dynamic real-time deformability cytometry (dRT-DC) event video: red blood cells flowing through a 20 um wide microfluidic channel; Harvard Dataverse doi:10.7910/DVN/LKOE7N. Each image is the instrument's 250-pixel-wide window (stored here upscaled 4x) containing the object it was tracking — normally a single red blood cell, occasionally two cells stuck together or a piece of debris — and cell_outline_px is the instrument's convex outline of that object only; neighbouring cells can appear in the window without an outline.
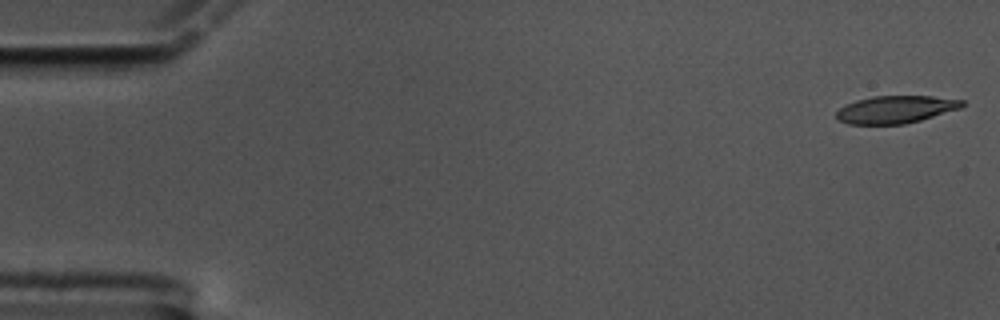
{"species": "common noctule bat (a hibernating species)", "species_latin": "Nyctalus noctula", "temperature_condition": "cold", "stored_images_in_passage": 59, "camera_frame_rate_fps": 3000, "um_per_image_px": 0.085, "animal": {"sex": "male", "body_mass_g": 17.5, "forearm_length_mm": 52.3}, "frame": {"image": 1, "passage_image": 1, "time_ms": 0.0, "image_size_px": [1000, 320], "cell_outline_px": [[964, 104], [960, 108], [920, 120], [904, 124], [848, 124], [836, 120], [836, 112], [840, 108], [856, 100], [872, 96], [932, 96], [964, 100]], "centroid_in_image_um": [76.1, 9.3], "position_along_channel_um": 8.9, "area_um2": 20.06}}
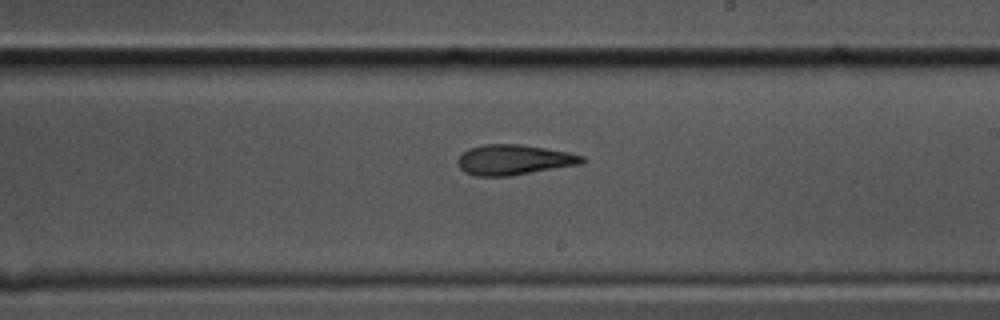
{"frame": {"image": 2, "passage_image": 34, "time_ms": 11.0, "image_size_px": [1000, 320], "cell_outline_px": [[588, 160], [584, 164], [508, 176], [476, 176], [464, 172], [456, 164], [456, 160], [468, 148], [484, 144], [520, 144], [568, 152], [584, 156]], "centroid_in_image_um": [43.7, 13.58], "position_along_channel_um": 245.3, "area_um2": 22.14}}
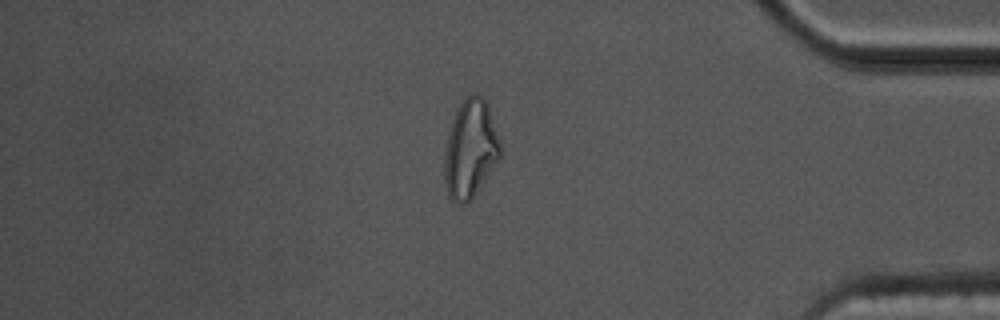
{"frame": {"image": 3, "passage_image": 50, "time_ms": 16.333, "image_size_px": [1000, 320], "cell_outline_px": [[500, 156], [472, 196], [464, 204], [460, 204], [452, 200], [448, 196], [444, 180], [444, 156], [448, 136], [452, 120], [460, 104], [468, 96], [480, 96], [488, 104], [500, 144]], "centroid_in_image_um": [39.94, 12.67], "position_along_channel_um": 395.3, "area_um2": 30.87}, "authors_computed_cell_mechanics": {"area_um2": 22.1952, "velocity_mm_per_s": 3.3685, "shape_relaxation_time_tau1_ms": 7.4955, "shape_relaxation_time_tau2_ms": 3.1277, "deformation_change_tau1": 0.236, "deformation_change_tau2": 0.1287}}